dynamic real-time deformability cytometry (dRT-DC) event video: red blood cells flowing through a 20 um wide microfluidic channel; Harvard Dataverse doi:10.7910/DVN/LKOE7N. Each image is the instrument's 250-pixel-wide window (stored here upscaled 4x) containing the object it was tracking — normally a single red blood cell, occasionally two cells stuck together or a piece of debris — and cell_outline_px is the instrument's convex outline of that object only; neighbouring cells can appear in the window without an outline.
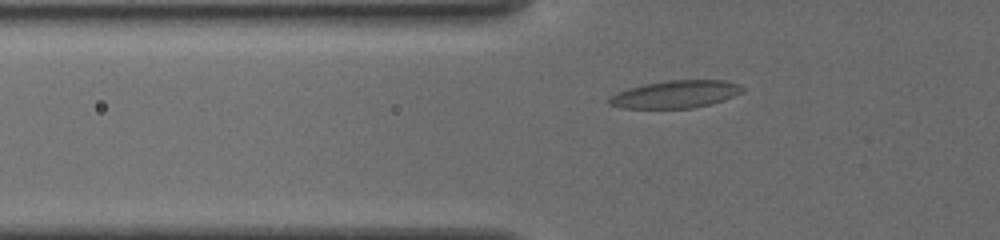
{"species": "common noctule bat (a hibernating species)", "species_latin": "Nyctalus noctula", "temperature_condition": "cold", "stored_images_in_passage": 31, "camera_frame_rate_fps": 3000, "um_per_image_px": 0.085, "animal": {"sex": "female", "body_mass_g": 19.5, "forearm_length_mm": 54.1}, "frame": {"image": 1, "passage_image": 11, "time_ms": 3.667, "image_size_px": [1000, 240], "cell_outline_px": [[744, 88], [740, 92], [732, 96], [708, 104], [692, 108], [624, 108], [608, 104], [608, 100], [616, 92], [628, 88], [644, 84], [668, 80], [724, 80], [740, 84]], "centroid_in_image_um": [57.38, 8.0], "position_along_channel_um": 68.4, "area_um2": 21.1}}
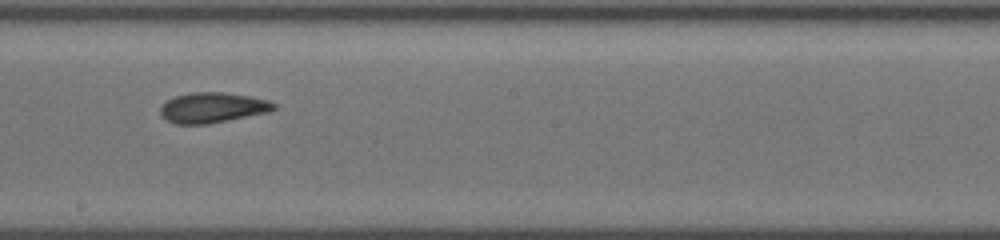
{"frame": {"image": 2, "passage_image": 19, "time_ms": 8.0, "image_size_px": [1000, 240], "cell_outline_px": [[276, 108], [268, 112], [208, 124], [176, 124], [168, 120], [160, 112], [160, 108], [168, 100], [176, 96], [192, 92], [224, 92], [248, 96], [268, 100], [276, 104]], "centroid_in_image_um": [18.09, 9.14], "position_along_channel_um": 230.1, "area_um2": 19.77}}
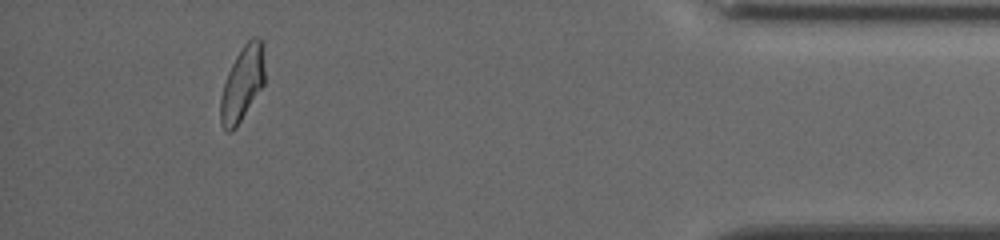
{"frame": {"image": 3, "passage_image": 30, "time_ms": 14.0, "image_size_px": [1000, 240], "cell_outline_px": [[264, 84], [236, 128], [232, 132], [228, 132], [220, 124], [220, 100], [224, 84], [228, 72], [236, 56], [244, 44], [252, 36], [256, 36], [264, 40]], "centroid_in_image_um": [20.61, 7.08], "position_along_channel_um": 414.6, "area_um2": 19.36}, "authors_computed_cell_mechanics": {"area_um2": 19.7098, "velocity_mm_per_s": 3.8468, "shape_relaxation_time_tau1_ms": 9.3026, "shape_relaxation_time_tau2_ms": 3.1394, "deformation_change_tau1": 0.255, "deformation_change_tau2": 0.0979}}